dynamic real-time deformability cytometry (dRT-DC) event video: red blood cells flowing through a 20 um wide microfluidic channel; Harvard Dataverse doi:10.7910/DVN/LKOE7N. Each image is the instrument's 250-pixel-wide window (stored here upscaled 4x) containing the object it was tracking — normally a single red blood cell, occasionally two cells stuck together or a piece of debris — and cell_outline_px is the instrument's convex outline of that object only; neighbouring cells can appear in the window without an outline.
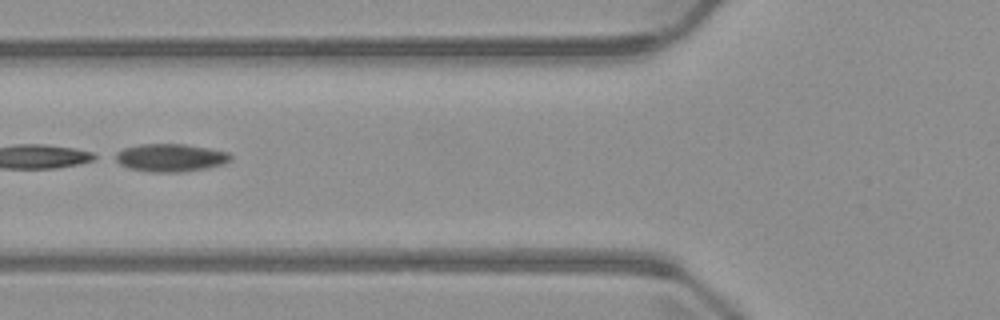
{"species": "common noctule bat (a hibernating species)", "species_latin": "Nyctalus noctula", "temperature_condition": "warm", "stored_images_in_passage": 3, "camera_frame_rate_fps": 3000, "um_per_image_px": 0.085, "animal": {"sex": "male", "body_mass_g": 23.1, "forearm_length_mm": 52.7}, "frame": {"image": 1, "passage_image": 3, "time_ms": 2.333, "image_size_px": [1000, 320], "cell_outline_px": [[232, 156], [224, 164], [208, 168], [184, 172], [152, 172], [128, 168], [112, 160], [108, 156], [124, 148], [140, 144], [184, 144], [208, 148], [228, 152]], "centroid_in_image_um": [14.41, 13.41], "position_along_channel_um": 111.4, "area_um2": 19.02}}